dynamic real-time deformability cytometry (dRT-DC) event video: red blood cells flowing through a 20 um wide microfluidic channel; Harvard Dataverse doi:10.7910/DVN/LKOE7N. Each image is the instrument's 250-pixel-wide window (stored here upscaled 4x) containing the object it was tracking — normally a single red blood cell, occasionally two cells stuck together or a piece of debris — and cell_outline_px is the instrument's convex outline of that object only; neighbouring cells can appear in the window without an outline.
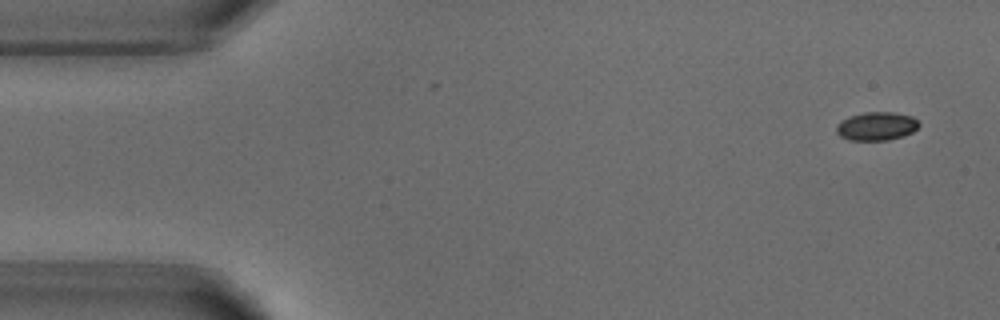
{"species": "common noctule bat (a hibernating species)", "species_latin": "Nyctalus noctula", "temperature_condition": "warm", "stored_images_in_passage": 5, "camera_frame_rate_fps": 3000, "um_per_image_px": 0.085, "animal": {"sex": "male", "body_mass_g": 18.8}, "frame": {"image": 1, "passage_image": 1, "time_ms": 0.0, "image_size_px": [1000, 320], "cell_outline_px": [[920, 124], [912, 132], [904, 136], [888, 140], [848, 140], [840, 136], [836, 132], [836, 124], [840, 120], [848, 116], [864, 112], [892, 112], [912, 116]], "centroid_in_image_um": [74.46, 10.72], "position_along_channel_um": 10.5, "area_um2": 13.81}}
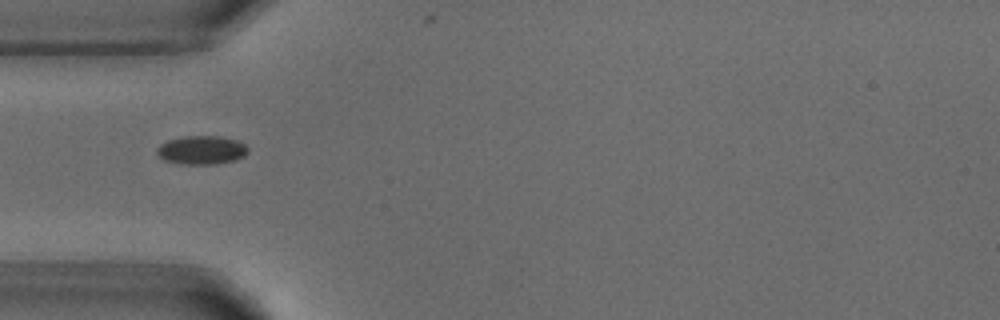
{"frame": {"image": 2, "passage_image": 4, "time_ms": 4.333, "image_size_px": [1000, 320], "cell_outline_px": [[248, 152], [244, 156], [236, 160], [216, 164], [180, 164], [164, 160], [156, 152], [156, 148], [160, 144], [168, 140], [184, 136], [220, 136], [236, 140], [244, 144], [248, 148]], "centroid_in_image_um": [17.13, 12.76], "position_along_channel_um": 67.9, "area_um2": 15.26}}